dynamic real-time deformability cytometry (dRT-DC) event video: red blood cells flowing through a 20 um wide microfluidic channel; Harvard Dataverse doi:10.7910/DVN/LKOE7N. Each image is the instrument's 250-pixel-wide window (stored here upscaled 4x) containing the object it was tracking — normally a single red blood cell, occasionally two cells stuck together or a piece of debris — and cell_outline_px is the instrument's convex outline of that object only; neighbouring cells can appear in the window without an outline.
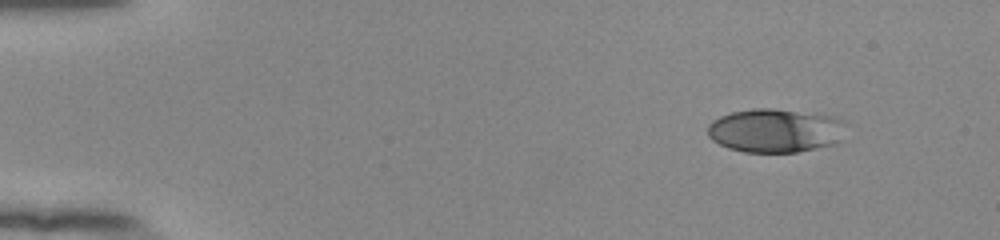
{"species": "human", "species_latin": "Homo sapiens", "temperature_condition": "room temperature", "stored_images_in_passage": 13, "camera_frame_rate_fps": 3000, "um_per_image_px": 0.085, "donor": {"sex": "female"}, "frame": {"image": 1, "passage_image": 1, "time_ms": 0.0, "image_size_px": [1000, 240], "cell_outline_px": [[848, 124], [844, 140], [836, 144], [796, 152], [744, 152], [728, 148], [712, 140], [708, 136], [708, 124], [712, 120], [720, 116], [732, 112], [752, 108], [772, 108], [836, 116], [844, 120]], "centroid_in_image_um": [65.98, 11.09], "position_along_channel_um": 19.0, "area_um2": 36.01}}